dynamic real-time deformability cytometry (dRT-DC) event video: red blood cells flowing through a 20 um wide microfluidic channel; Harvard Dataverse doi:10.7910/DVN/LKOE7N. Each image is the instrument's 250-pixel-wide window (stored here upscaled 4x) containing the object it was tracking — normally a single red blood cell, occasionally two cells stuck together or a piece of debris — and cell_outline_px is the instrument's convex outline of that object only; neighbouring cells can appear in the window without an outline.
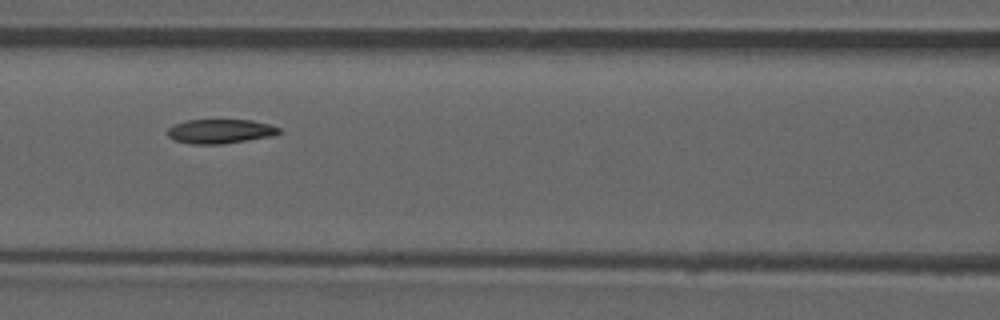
{"species": "common noctule bat (a hibernating species)", "species_latin": "Nyctalus noctula", "temperature_condition": "room temperature", "stored_images_in_passage": 54, "camera_frame_rate_fps": 3000, "um_per_image_px": 0.085, "animal": {"sex": "male", "forearm_length_mm": 52.5}, "frame": {"image": 1, "passage_image": 24, "time_ms": 7.667, "image_size_px": [1000, 320], "cell_outline_px": [[280, 132], [276, 136], [224, 144], [192, 144], [176, 140], [168, 136], [168, 128], [172, 124], [188, 120], [252, 120], [268, 124], [280, 128]], "centroid_in_image_um": [18.75, 11.16], "position_along_channel_um": 147.9, "area_um2": 15.9}, "authors_computed_cell_mechanics": {"area_um2": 16.2707, "velocity_mm_per_s": 3.8467, "shape_relaxation_time_tau1_ms": 10.2628, "shape_relaxation_time_tau2_ms": 7.1426, "deformation_change_tau1": 0.204, "deformation_change_tau2": 0.1008}}